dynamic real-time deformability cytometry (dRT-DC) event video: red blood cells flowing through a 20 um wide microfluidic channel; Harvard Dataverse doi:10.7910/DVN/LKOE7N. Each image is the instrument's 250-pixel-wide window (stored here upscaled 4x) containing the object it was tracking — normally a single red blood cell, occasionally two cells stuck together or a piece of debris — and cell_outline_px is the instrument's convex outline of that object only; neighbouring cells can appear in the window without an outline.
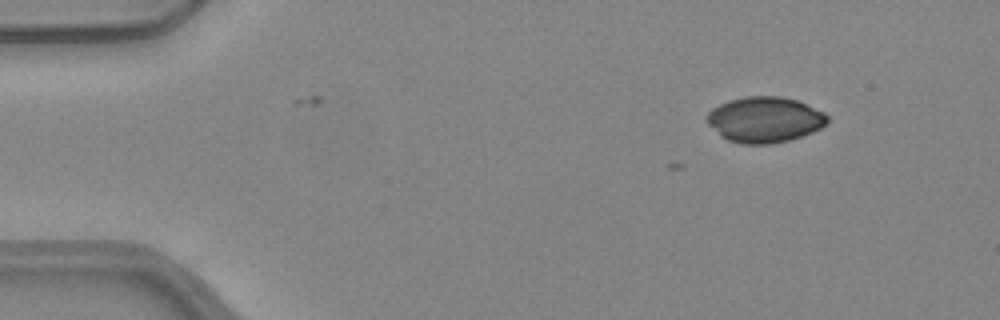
{"species": "common noctule bat (a hibernating species)", "species_latin": "Nyctalus noctula", "temperature_condition": "warm", "stored_images_in_passage": 3, "camera_frame_rate_fps": 3000, "um_per_image_px": 0.085, "animal": {"sex": "female", "body_mass_g": 24.6, "forearm_length_mm": 56.2}, "frame": {"image": 1, "passage_image": 1, "time_ms": 0.0, "image_size_px": [1000, 320], "cell_outline_px": [[828, 120], [820, 128], [812, 132], [788, 140], [772, 144], [740, 144], [728, 140], [720, 136], [704, 120], [704, 116], [712, 108], [728, 100], [748, 96], [780, 96], [796, 100], [824, 112], [828, 116]], "centroid_in_image_um": [64.94, 10.17], "position_along_channel_um": 20.1, "area_um2": 32.14}}